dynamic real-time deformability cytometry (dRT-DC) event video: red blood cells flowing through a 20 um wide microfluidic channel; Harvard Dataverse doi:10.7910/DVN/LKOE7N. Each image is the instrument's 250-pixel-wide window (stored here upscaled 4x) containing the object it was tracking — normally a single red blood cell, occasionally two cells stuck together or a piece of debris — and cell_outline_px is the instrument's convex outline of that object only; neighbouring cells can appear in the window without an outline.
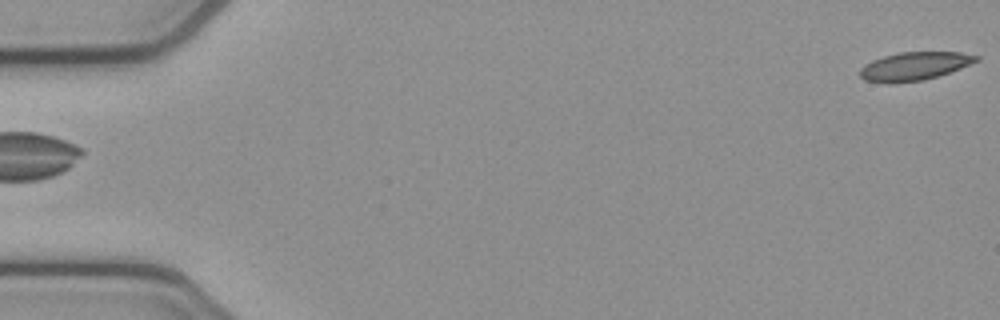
{"species": "common noctule bat (a hibernating species)", "species_latin": "Nyctalus noctula", "temperature_condition": "cold", "stored_images_in_passage": 2, "camera_frame_rate_fps": 3000, "um_per_image_px": 0.085, "animal": {"sex": "female", "body_mass_g": 21.9}, "frame": {"image": 1, "passage_image": 2, "time_ms": 0.333, "image_size_px": [1000, 320], "cell_outline_px": [[980, 60], [960, 68], [924, 80], [892, 84], [888, 84], [864, 80], [860, 76], [860, 68], [864, 64], [872, 60], [884, 56], [900, 52], [960, 52], [980, 56]], "centroid_in_image_um": [77.69, 5.63], "position_along_channel_um": 7.3, "area_um2": 19.25}}